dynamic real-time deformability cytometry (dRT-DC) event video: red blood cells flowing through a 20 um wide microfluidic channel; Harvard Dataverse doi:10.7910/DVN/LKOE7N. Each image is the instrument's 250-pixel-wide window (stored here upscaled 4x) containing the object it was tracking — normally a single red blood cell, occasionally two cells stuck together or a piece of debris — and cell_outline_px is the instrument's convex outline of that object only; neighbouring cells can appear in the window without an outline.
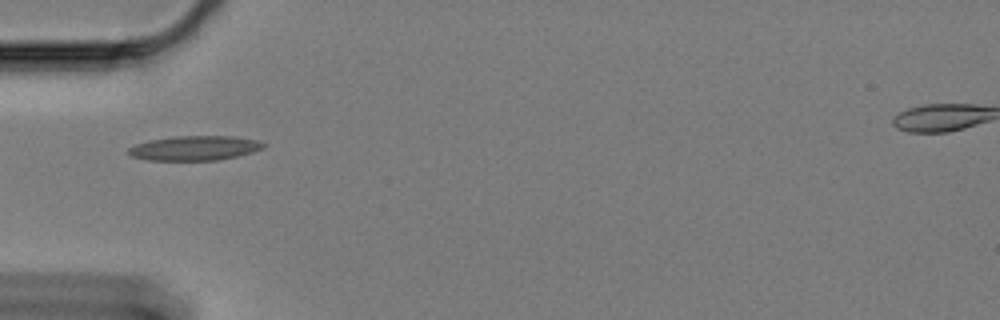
{"species": "Egyptian fruit bat (a non-hibernating species)", "species_latin": "Rousettus aegyptiacus", "temperature_condition": "cold", "stored_images_in_passage": 42, "camera_frame_rate_fps": 3000, "um_per_image_px": 0.085, "animal": {"sex": "female"}, "frame": {"image": 1, "passage_image": 1, "time_ms": 0.0, "image_size_px": [1000, 320], "cell_outline_px": [[268, 144], [264, 148], [252, 152], [236, 156], [216, 160], [148, 160], [132, 156], [128, 152], [128, 148], [136, 144], [148, 140], [172, 136], [232, 136], [256, 140]], "centroid_in_image_um": [16.55, 12.58], "position_along_channel_um": 68.5, "area_um2": 19.31}}
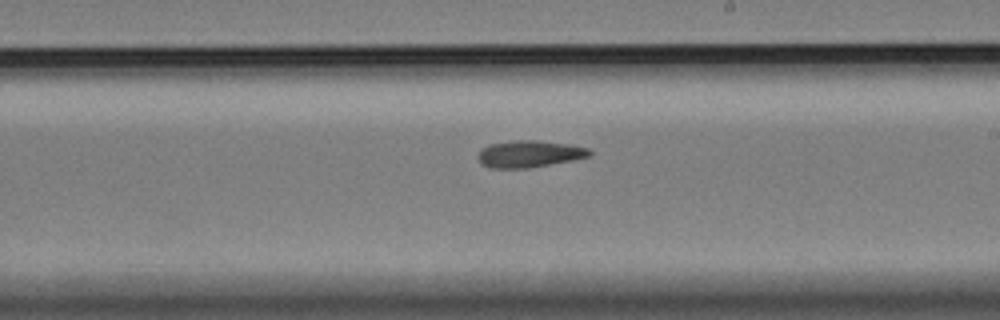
{"frame": {"image": 2, "passage_image": 17, "time_ms": 5.333, "image_size_px": [1000, 320], "cell_outline_px": [[592, 156], [572, 160], [528, 168], [488, 168], [480, 164], [476, 156], [480, 148], [488, 144], [520, 140], [536, 140], [572, 144], [588, 148], [592, 152]], "centroid_in_image_um": [44.96, 13.08], "position_along_channel_um": 244.0, "area_um2": 17.74}}
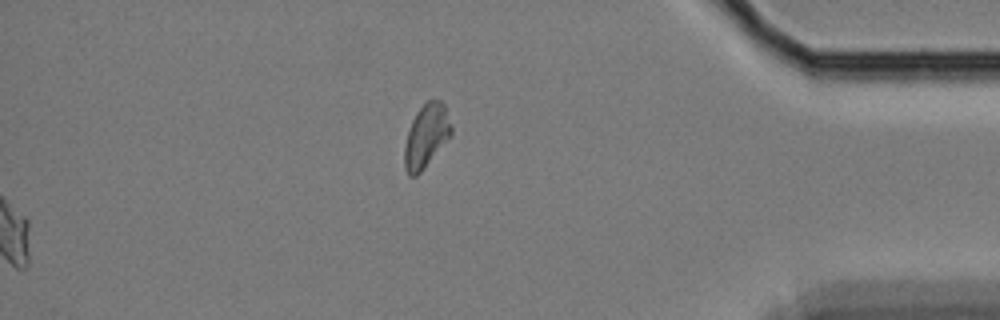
{"frame": {"image": 3, "passage_image": 34, "time_ms": 11.0, "image_size_px": [1000, 320], "cell_outline_px": [[452, 136], [424, 168], [416, 176], [408, 176], [404, 168], [404, 148], [408, 132], [412, 120], [416, 112], [428, 100], [440, 100], [444, 104], [452, 124]], "centroid_in_image_um": [36.25, 11.57], "position_along_channel_um": 399.0, "area_um2": 17.4}}